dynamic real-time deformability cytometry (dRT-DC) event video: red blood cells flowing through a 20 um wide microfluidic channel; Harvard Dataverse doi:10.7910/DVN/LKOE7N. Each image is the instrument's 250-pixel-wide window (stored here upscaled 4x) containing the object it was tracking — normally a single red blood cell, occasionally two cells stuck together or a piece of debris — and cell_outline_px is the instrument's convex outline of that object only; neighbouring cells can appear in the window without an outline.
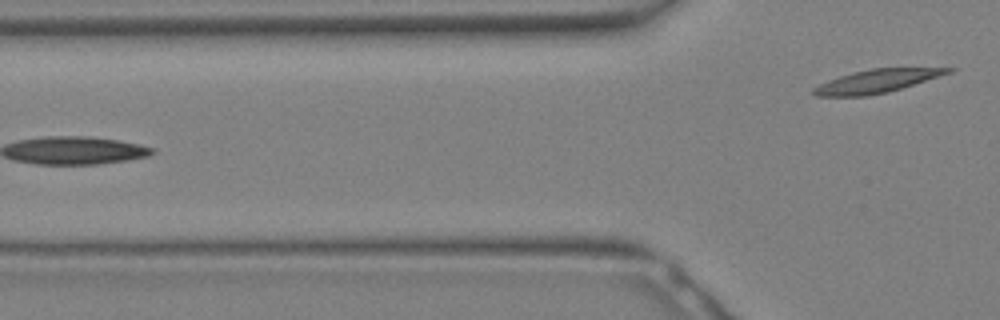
{"species": "Egyptian fruit bat (a non-hibernating species)", "species_latin": "Rousettus aegyptiacus", "temperature_condition": "warm", "stored_images_in_passage": 9, "segment_of_instrument_passage": [2, 2], "camera_frame_rate_fps": 3000, "um_per_image_px": 0.085, "animal": {"sex": "female"}, "frame": {"image": 1, "passage_image": 9, "time_ms": 2.667, "image_size_px": [1000, 320], "cell_outline_px": [[956, 68], [952, 72], [940, 76], [888, 92], [868, 96], [816, 96], [808, 92], [812, 88], [828, 80], [840, 76], [872, 68]], "centroid_in_image_um": [74.47, 6.91], "position_along_channel_um": 51.3, "area_um2": 18.09}}